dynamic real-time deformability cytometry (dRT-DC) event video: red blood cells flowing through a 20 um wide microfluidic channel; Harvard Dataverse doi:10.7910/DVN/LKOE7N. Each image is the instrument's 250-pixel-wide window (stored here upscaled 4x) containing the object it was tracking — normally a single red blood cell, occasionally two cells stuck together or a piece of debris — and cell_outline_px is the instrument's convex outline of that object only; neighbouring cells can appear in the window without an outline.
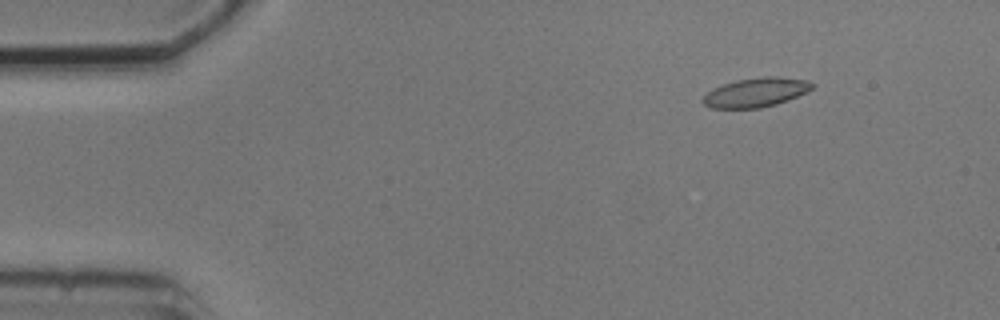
{"species": "common noctule bat (a hibernating species)", "species_latin": "Nyctalus noctula", "temperature_condition": "cold", "stored_images_in_passage": 7, "camera_frame_rate_fps": 3000, "um_per_image_px": 0.085, "animal": {"sex": "male", "body_mass_g": 20.5, "forearm_length_mm": 52.5}, "frame": {"image": 1, "passage_image": 2, "time_ms": 1.0, "image_size_px": [1000, 320], "cell_outline_px": [[816, 84], [812, 88], [788, 100], [776, 104], [760, 108], [712, 108], [704, 104], [700, 100], [712, 88], [736, 80], [764, 76], [776, 76], [808, 80]], "centroid_in_image_um": [64.24, 7.85], "position_along_channel_um": 20.8, "area_um2": 18.55}}
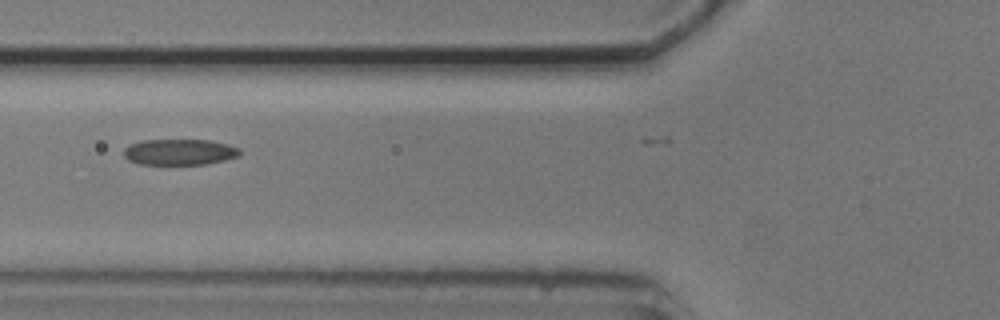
{"frame": {"image": 2, "passage_image": 5, "time_ms": 5.667, "image_size_px": [1000, 320], "cell_outline_px": [[240, 156], [224, 160], [204, 164], [136, 164], [128, 160], [124, 156], [124, 148], [132, 144], [144, 140], [208, 140], [228, 144], [240, 148]], "centroid_in_image_um": [15.27, 12.92], "position_along_channel_um": 110.5, "area_um2": 17.51}}
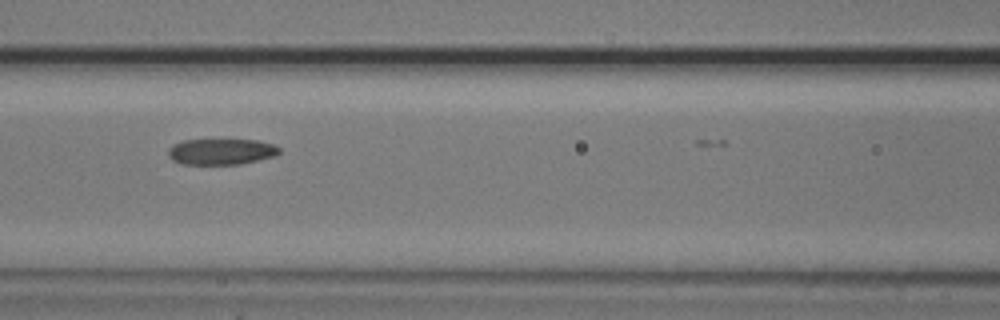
{"frame": {"image": 3, "passage_image": 6, "time_ms": 6.667, "image_size_px": [1000, 320], "cell_outline_px": [[280, 152], [276, 156], [240, 164], [180, 164], [172, 160], [168, 156], [168, 148], [172, 144], [184, 140], [260, 140], [272, 144], [280, 148]], "centroid_in_image_um": [18.79, 12.89], "position_along_channel_um": 147.8, "area_um2": 16.94}}